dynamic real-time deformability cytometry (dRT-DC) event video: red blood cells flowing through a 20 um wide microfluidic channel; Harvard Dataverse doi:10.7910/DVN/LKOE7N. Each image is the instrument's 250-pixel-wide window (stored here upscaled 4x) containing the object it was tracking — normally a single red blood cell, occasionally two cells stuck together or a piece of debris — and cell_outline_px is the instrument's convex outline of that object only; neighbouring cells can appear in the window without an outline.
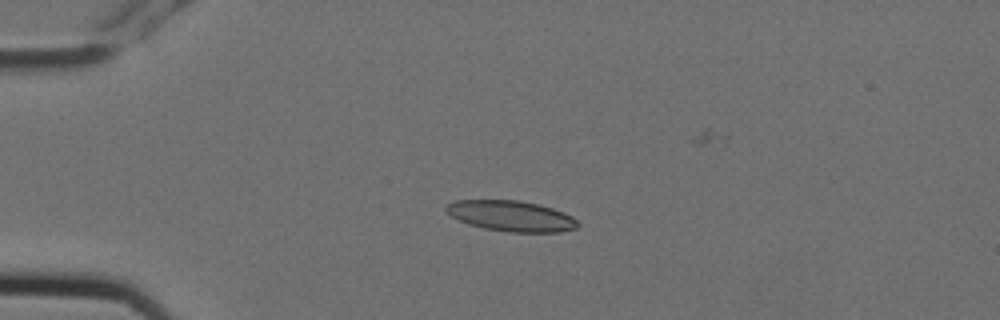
{"species": "Egyptian fruit bat (a non-hibernating species)", "species_latin": "Rousettus aegyptiacus", "temperature_condition": "cold", "stored_images_in_passage": 6, "camera_frame_rate_fps": 3000, "um_per_image_px": 0.085, "animal": {"sex": "female"}, "frame": {"image": 1, "passage_image": 4, "time_ms": 1.0, "image_size_px": [1000, 320], "cell_outline_px": [[580, 224], [576, 228], [560, 232], [508, 232], [484, 228], [468, 224], [452, 216], [444, 208], [448, 204], [456, 200], [520, 200], [540, 204], [564, 212], [572, 216]], "centroid_in_image_um": [43.48, 18.35], "position_along_channel_um": 41.5, "area_um2": 23.52}}
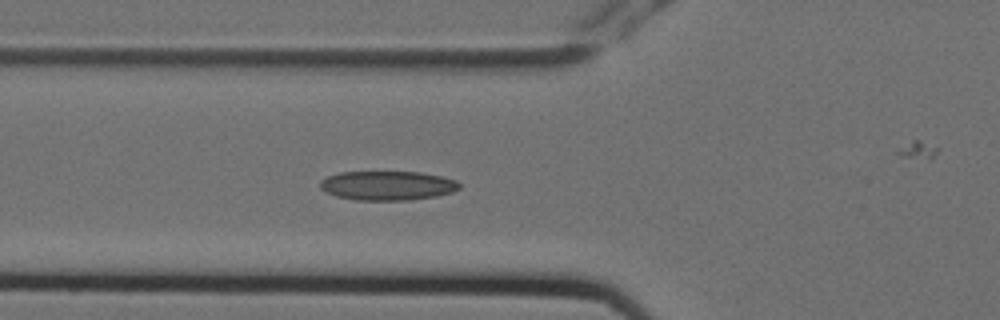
{"frame": {"image": 2, "passage_image": 6, "time_ms": 1.667, "image_size_px": [1000, 320], "cell_outline_px": [[460, 188], [452, 192], [436, 196], [408, 200], [356, 200], [336, 196], [320, 188], [320, 180], [328, 176], [340, 172], [420, 172], [440, 176], [456, 180], [460, 184]], "centroid_in_image_um": [32.94, 15.77], "position_along_channel_um": 92.9, "area_um2": 23.64}}